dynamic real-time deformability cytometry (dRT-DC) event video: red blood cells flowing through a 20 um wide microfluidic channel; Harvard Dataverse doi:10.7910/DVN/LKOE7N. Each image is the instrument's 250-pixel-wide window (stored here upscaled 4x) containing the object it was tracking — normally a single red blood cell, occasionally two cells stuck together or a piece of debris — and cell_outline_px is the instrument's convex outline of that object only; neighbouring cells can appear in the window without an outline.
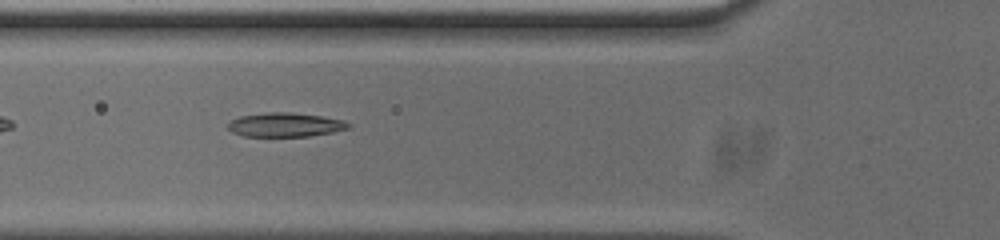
{"species": "common noctule bat (a hibernating species)", "species_latin": "Nyctalus noctula", "temperature_condition": "cold", "stored_images_in_passage": 38, "camera_frame_rate_fps": 3000, "um_per_image_px": 0.085, "animal": {"sex": "male", "body_mass_g": 20.0, "forearm_length_mm": 53.3}, "frame": {"image": 1, "passage_image": 3, "time_ms": 0.667, "image_size_px": [1000, 240], "cell_outline_px": [[352, 124], [348, 128], [332, 132], [308, 136], [244, 136], [232, 132], [228, 128], [228, 124], [232, 120], [240, 116], [268, 112], [288, 112], [324, 116], [344, 120]], "centroid_in_image_um": [24.27, 10.6], "position_along_channel_um": 101.5, "area_um2": 16.82}}
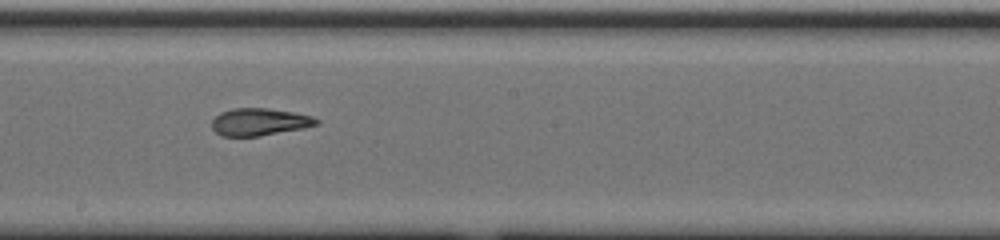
{"frame": {"image": 2, "passage_image": 13, "time_ms": 4.0, "image_size_px": [1000, 240], "cell_outline_px": [[320, 124], [304, 128], [256, 136], [220, 136], [212, 128], [212, 120], [220, 112], [232, 108], [268, 108], [292, 112], [312, 116], [320, 120]], "centroid_in_image_um": [22.05, 10.35], "position_along_channel_um": 226.1, "area_um2": 16.65}}
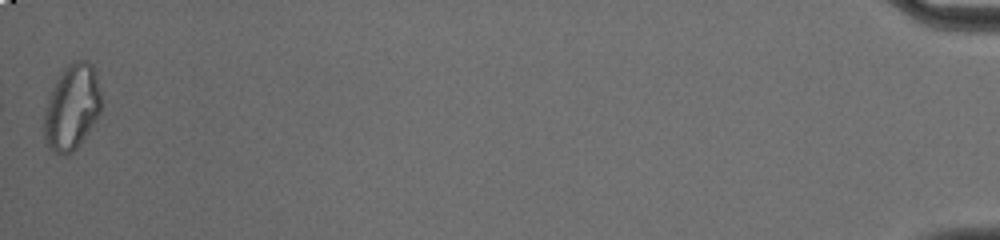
{"frame": {"image": 3, "passage_image": 38, "time_ms": 12.333, "image_size_px": [1000, 240], "cell_outline_px": [[100, 112], [88, 132], [76, 148], [68, 156], [56, 152], [48, 148], [44, 136], [44, 108], [48, 96], [56, 80], [68, 64], [76, 60], [88, 60], [92, 64], [96, 72], [100, 92]], "centroid_in_image_um": [6.09, 9.11], "position_along_channel_um": 429.1, "area_um2": 28.44}}